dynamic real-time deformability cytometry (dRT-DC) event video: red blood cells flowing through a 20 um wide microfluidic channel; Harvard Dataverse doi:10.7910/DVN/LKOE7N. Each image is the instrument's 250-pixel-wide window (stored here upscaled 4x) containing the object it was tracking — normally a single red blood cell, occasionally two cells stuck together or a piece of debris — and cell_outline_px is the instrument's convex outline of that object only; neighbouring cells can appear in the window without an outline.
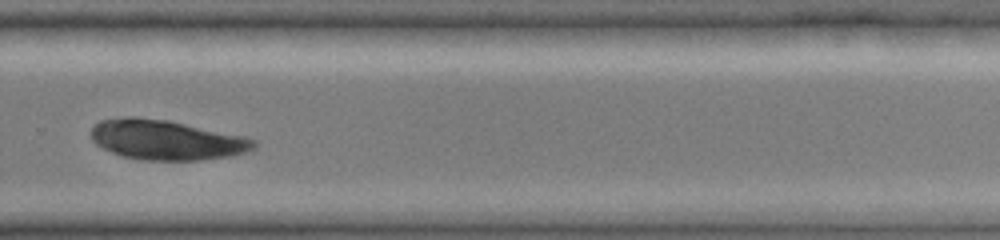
{"species": "common noctule bat (a hibernating species)", "species_latin": "Nyctalus noctula", "temperature_condition": "cold", "stored_images_in_passage": 36, "camera_frame_rate_fps": 3000, "um_per_image_px": 0.085, "animal": {"sex": "female", "body_mass_g": 19.0, "forearm_length_mm": 51.5}, "frame": {"image": 1, "passage_image": 27, "time_ms": 9.667, "image_size_px": [1000, 240], "cell_outline_px": [[256, 148], [248, 152], [232, 156], [200, 160], [144, 160], [124, 156], [112, 152], [96, 144], [92, 140], [92, 128], [100, 120], [124, 116], [132, 116], [168, 120], [244, 136], [256, 140]], "centroid_in_image_um": [14.17, 11.89], "position_along_channel_um": 315.6, "area_um2": 37.86}}
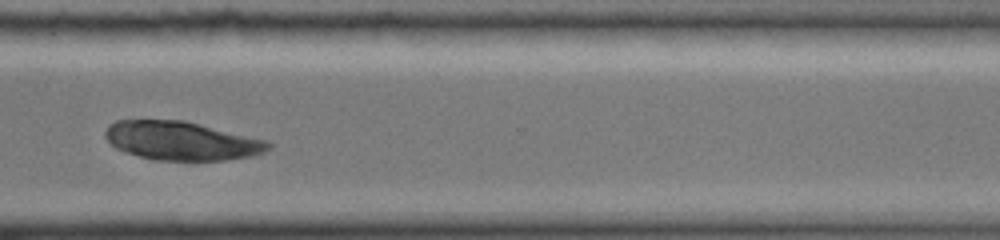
{"frame": {"image": 2, "passage_image": 29, "time_ms": 10.667, "image_size_px": [1000, 240], "cell_outline_px": [[272, 148], [264, 152], [248, 156], [224, 160], [156, 160], [140, 156], [116, 148], [104, 136], [104, 132], [108, 124], [116, 120], [184, 120], [268, 140], [272, 144]], "centroid_in_image_um": [15.44, 11.95], "position_along_channel_um": 355.2, "area_um2": 36.7}}